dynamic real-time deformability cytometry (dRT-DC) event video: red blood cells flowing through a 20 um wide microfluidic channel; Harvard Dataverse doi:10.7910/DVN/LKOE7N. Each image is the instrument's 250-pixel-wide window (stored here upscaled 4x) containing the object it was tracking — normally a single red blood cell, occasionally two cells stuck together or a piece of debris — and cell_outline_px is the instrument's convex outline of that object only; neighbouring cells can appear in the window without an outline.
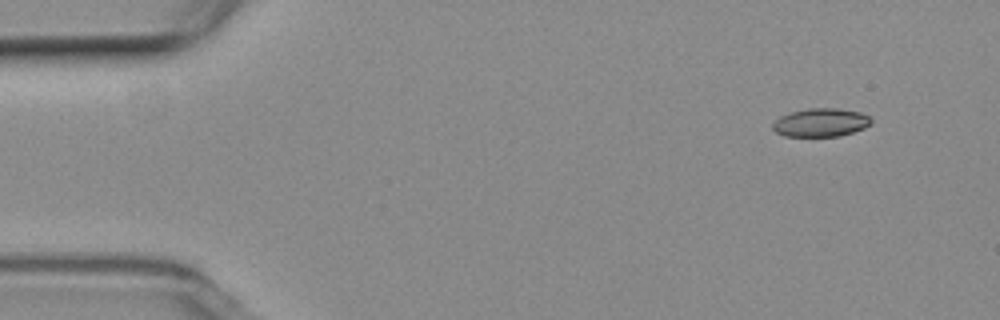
{"species": "common noctule bat (a hibernating species)", "species_latin": "Nyctalus noctula", "temperature_condition": "room temperature", "stored_images_in_passage": 6, "camera_frame_rate_fps": 3000, "um_per_image_px": 0.085, "animal": {"sex": "female", "body_mass_g": 19.3, "forearm_length_mm": 54.1}, "frame": {"image": 1, "passage_image": 1, "time_ms": 0.0, "image_size_px": [1000, 320], "cell_outline_px": [[872, 124], [864, 128], [840, 136], [784, 136], [776, 132], [772, 128], [772, 124], [780, 116], [792, 112], [808, 108], [836, 108], [860, 112], [868, 116], [872, 120]], "centroid_in_image_um": [69.77, 10.41], "position_along_channel_um": 15.2, "area_um2": 16.24}}
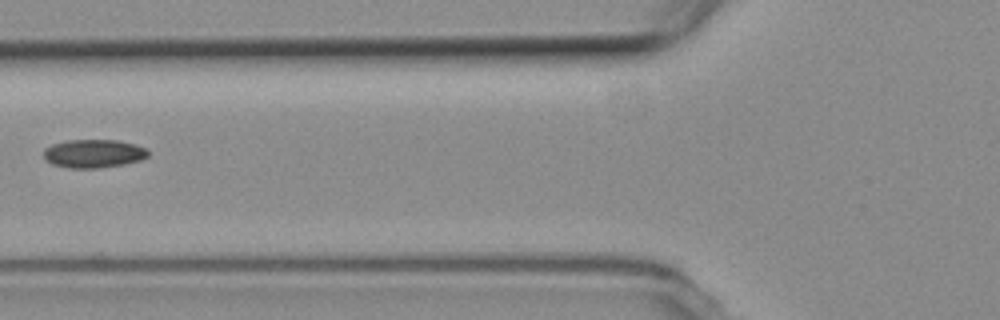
{"frame": {"image": 2, "passage_image": 5, "time_ms": 5.667, "image_size_px": [1000, 320], "cell_outline_px": [[148, 156], [140, 160], [124, 164], [96, 168], [68, 168], [52, 164], [44, 156], [44, 148], [52, 144], [68, 140], [116, 140], [136, 144], [148, 148]], "centroid_in_image_um": [7.97, 13.04], "position_along_channel_um": 117.8, "area_um2": 17.28}}
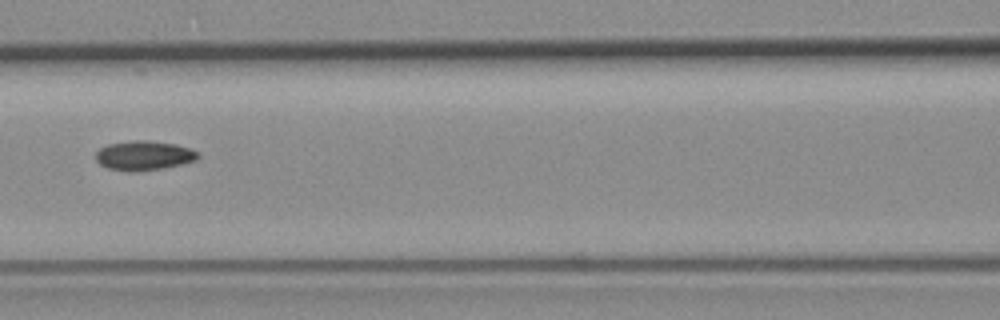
{"frame": {"image": 3, "passage_image": 6, "time_ms": 6.667, "image_size_px": [1000, 320], "cell_outline_px": [[200, 156], [196, 160], [164, 168], [132, 172], [128, 172], [108, 168], [100, 164], [96, 160], [96, 152], [100, 148], [108, 144], [136, 140], [148, 140], [176, 144], [200, 152]], "centroid_in_image_um": [12.24, 13.22], "position_along_channel_um": 154.4, "area_um2": 17.57}}